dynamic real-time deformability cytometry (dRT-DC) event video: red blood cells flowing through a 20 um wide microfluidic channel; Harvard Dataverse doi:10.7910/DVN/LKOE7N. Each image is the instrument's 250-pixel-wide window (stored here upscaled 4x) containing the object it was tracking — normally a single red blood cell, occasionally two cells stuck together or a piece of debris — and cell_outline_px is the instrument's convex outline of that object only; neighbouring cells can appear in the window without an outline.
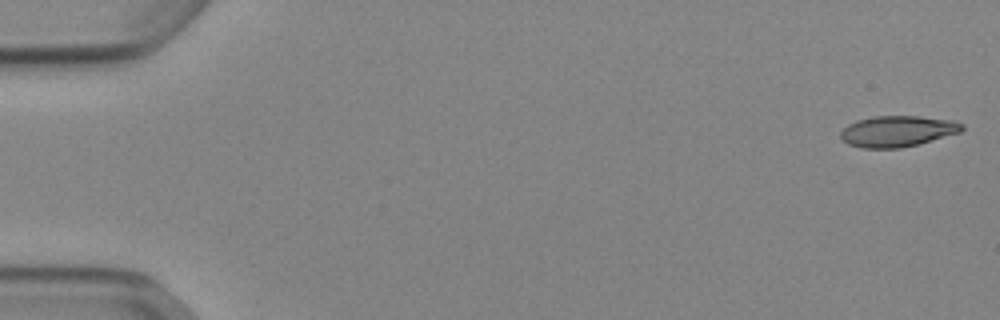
{"species": "Egyptian fruit bat (a non-hibernating species)", "species_latin": "Rousettus aegyptiacus", "temperature_condition": "cold", "stored_images_in_passage": 52, "camera_frame_rate_fps": 3000, "um_per_image_px": 0.085, "animal": {"sex": "female"}, "frame": {"image": 1, "passage_image": 1, "time_ms": 0.0, "image_size_px": [1000, 320], "cell_outline_px": [[964, 128], [960, 132], [916, 144], [900, 148], [860, 148], [848, 144], [840, 136], [840, 132], [848, 124], [856, 120], [872, 116], [920, 116], [956, 120], [964, 124]], "centroid_in_image_um": [76.28, 11.14], "position_along_channel_um": 8.7, "area_um2": 21.96}}
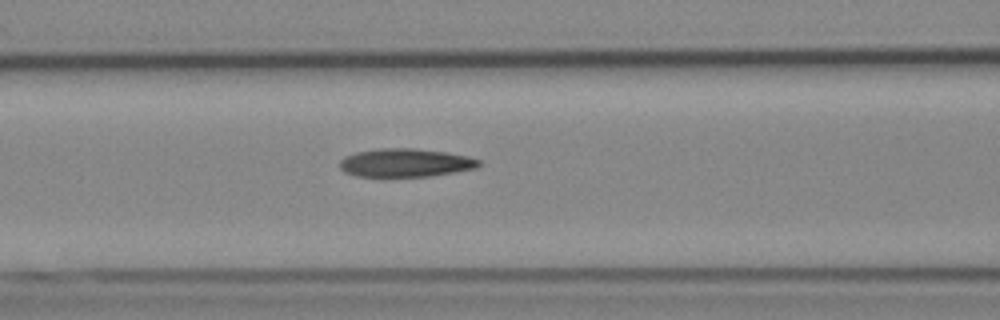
{"frame": {"image": 2, "passage_image": 22, "time_ms": 7.0, "image_size_px": [1000, 320], "cell_outline_px": [[480, 164], [476, 168], [428, 176], [356, 176], [344, 172], [340, 168], [340, 160], [356, 152], [380, 148], [412, 148], [444, 152], [468, 156], [480, 160]], "centroid_in_image_um": [34.45, 13.83], "position_along_channel_um": 132.2, "area_um2": 22.66}}
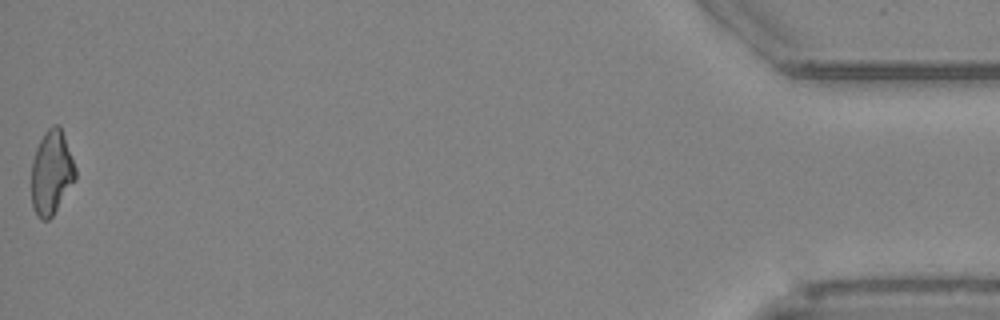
{"frame": {"image": 3, "passage_image": 52, "time_ms": 17.0, "image_size_px": [1000, 320], "cell_outline_px": [[76, 180], [52, 216], [48, 220], [40, 220], [36, 216], [32, 208], [32, 160], [36, 148], [44, 132], [52, 124], [60, 124], [76, 168]], "centroid_in_image_um": [4.38, 14.67], "position_along_channel_um": 430.8, "area_um2": 21.79}, "authors_computed_cell_mechanics": {"area_um2": 22.5709, "velocity_mm_per_s": 3.9035, "shape_relaxation_time_tau1_ms": 6.4318, "shape_relaxation_time_tau2_ms": 5.1548, "deformation_change_tau1": 0.1979, "deformation_change_tau2": 0.1616}}